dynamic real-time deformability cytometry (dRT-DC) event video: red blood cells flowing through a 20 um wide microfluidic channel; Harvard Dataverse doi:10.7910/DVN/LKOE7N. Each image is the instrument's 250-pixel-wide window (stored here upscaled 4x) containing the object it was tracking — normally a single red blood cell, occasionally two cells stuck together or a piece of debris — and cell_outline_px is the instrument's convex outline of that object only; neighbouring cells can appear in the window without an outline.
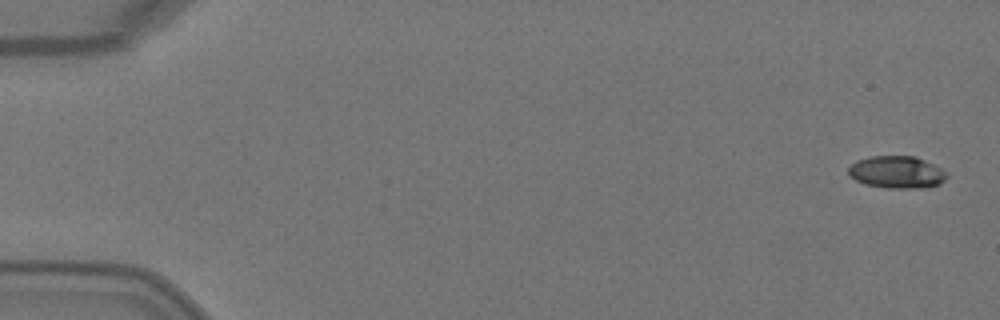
{"species": "Egyptian fruit bat (a non-hibernating species)", "species_latin": "Rousettus aegyptiacus", "temperature_condition": "warm", "stored_images_in_passage": 5, "camera_frame_rate_fps": 3000, "um_per_image_px": 0.085, "animal": {"sex": "female"}, "frame": {"image": 1, "passage_image": 1, "time_ms": 0.0, "image_size_px": [1000, 320], "cell_outline_px": [[948, 176], [940, 184], [924, 188], [884, 188], [864, 184], [848, 176], [848, 168], [856, 160], [868, 156], [916, 156], [948, 172]], "centroid_in_image_um": [76.21, 14.64], "position_along_channel_um": 8.8, "area_um2": 18.73}}
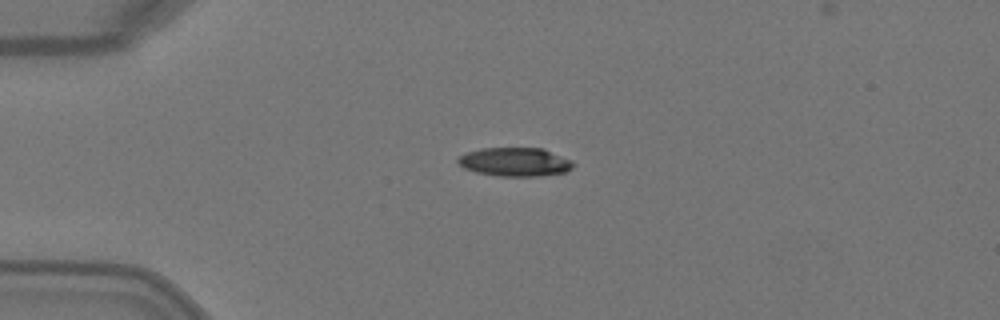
{"frame": {"image": 2, "passage_image": 3, "time_ms": 0.667, "image_size_px": [1000, 320], "cell_outline_px": [[576, 164], [572, 168], [564, 172], [536, 176], [500, 176], [476, 172], [464, 168], [456, 160], [460, 156], [468, 152], [480, 148], [544, 148], [572, 160]], "centroid_in_image_um": [43.8, 13.75], "position_along_channel_um": 41.2, "area_um2": 19.25}}